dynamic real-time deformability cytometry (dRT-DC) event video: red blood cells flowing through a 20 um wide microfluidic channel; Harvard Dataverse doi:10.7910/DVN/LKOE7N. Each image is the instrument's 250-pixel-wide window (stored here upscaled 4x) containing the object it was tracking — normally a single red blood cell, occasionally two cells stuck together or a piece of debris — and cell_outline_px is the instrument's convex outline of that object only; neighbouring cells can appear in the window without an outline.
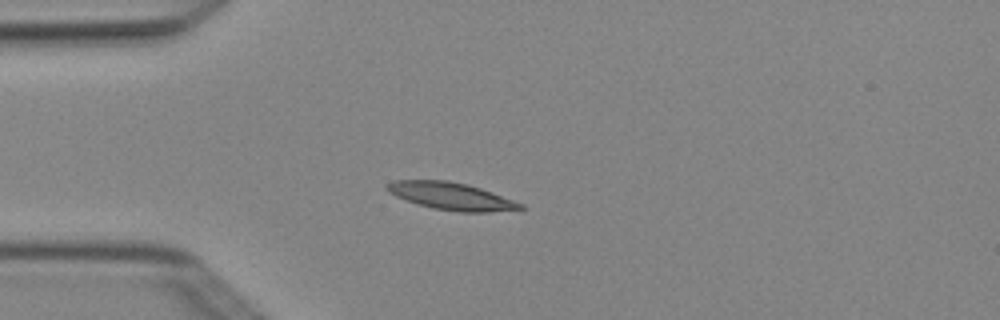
{"species": "Egyptian fruit bat (a non-hibernating species)", "species_latin": "Rousettus aegyptiacus", "temperature_condition": "cold", "stored_images_in_passage": 2, "camera_frame_rate_fps": 3000, "um_per_image_px": 0.085, "animal": {"sex": "female"}, "frame": {"image": 1, "passage_image": 2, "time_ms": 0.333, "image_size_px": [1000, 320], "cell_outline_px": [[524, 208], [488, 212], [460, 212], [432, 208], [396, 196], [388, 192], [384, 188], [388, 184], [396, 180], [448, 180], [468, 184], [480, 188], [524, 204]], "centroid_in_image_um": [38.35, 16.66], "position_along_channel_um": 46.7, "area_um2": 20.98}}